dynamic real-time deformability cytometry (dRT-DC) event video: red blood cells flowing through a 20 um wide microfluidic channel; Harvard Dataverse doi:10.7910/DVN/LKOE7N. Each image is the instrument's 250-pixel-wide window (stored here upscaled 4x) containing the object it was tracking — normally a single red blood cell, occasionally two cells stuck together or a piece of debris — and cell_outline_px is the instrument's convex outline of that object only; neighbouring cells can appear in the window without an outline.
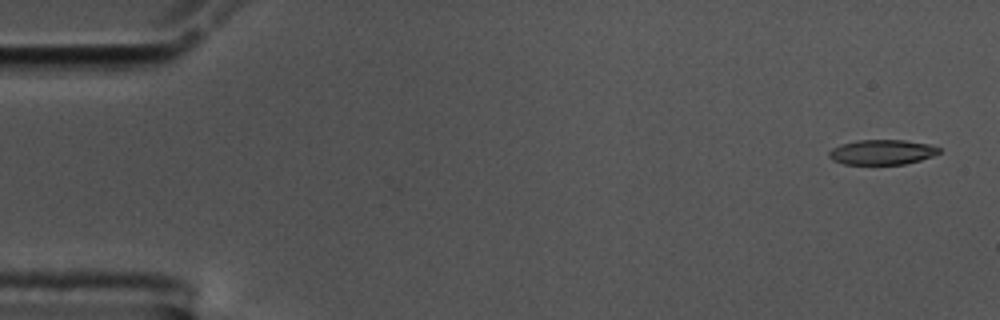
{"species": "common noctule bat (a hibernating species)", "species_latin": "Nyctalus noctula", "temperature_condition": "cold", "stored_images_in_passage": 55, "camera_frame_rate_fps": 3000, "um_per_image_px": 0.085, "animal": {"sex": "male", "body_mass_g": 17.5, "forearm_length_mm": 52.3}, "frame": {"image": 1, "passage_image": 1, "time_ms": 0.0, "image_size_px": [1000, 320], "cell_outline_px": [[940, 152], [932, 156], [920, 160], [904, 164], [844, 164], [832, 160], [828, 156], [828, 152], [832, 148], [840, 144], [856, 140], [904, 140], [928, 144], [940, 148]], "centroid_in_image_um": [74.93, 12.93], "position_along_channel_um": 10.1, "area_um2": 16.01}}
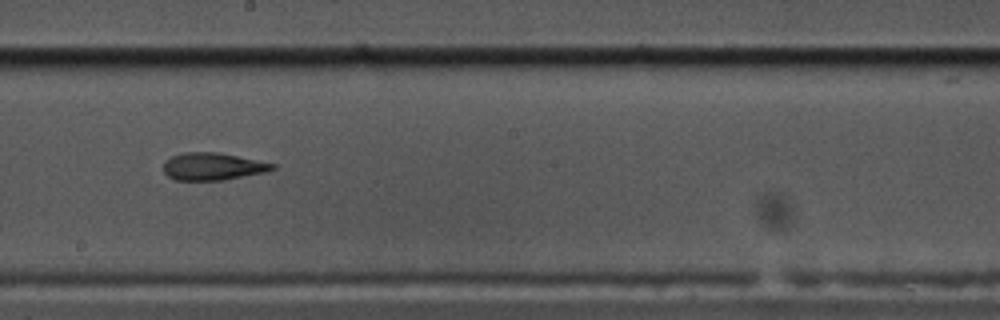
{"frame": {"image": 2, "passage_image": 30, "time_ms": 9.667, "image_size_px": [1000, 320], "cell_outline_px": [[276, 168], [268, 172], [224, 180], [176, 180], [168, 176], [164, 172], [164, 160], [172, 156], [184, 152], [220, 152], [276, 164]], "centroid_in_image_um": [18.11, 14.15], "position_along_channel_um": 230.1, "area_um2": 17.57}}
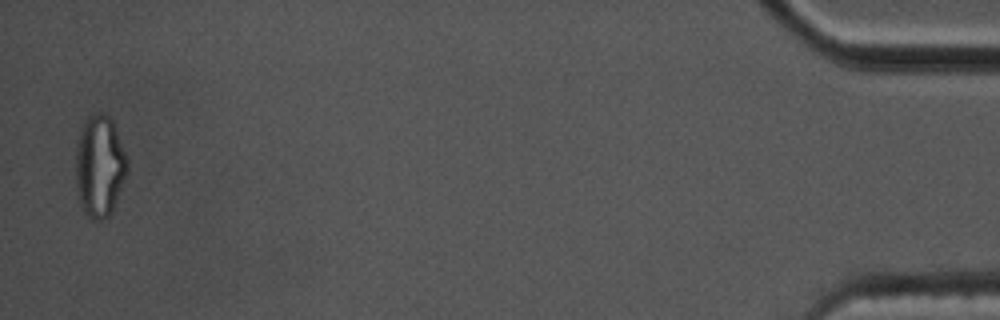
{"frame": {"image": 3, "passage_image": 54, "time_ms": 17.667, "image_size_px": [1000, 320], "cell_outline_px": [[128, 168], [112, 208], [108, 216], [100, 220], [88, 220], [80, 204], [76, 184], [76, 144], [84, 120], [88, 116], [108, 116], [112, 120], [128, 160]], "centroid_in_image_um": [8.44, 14.15], "position_along_channel_um": 426.8, "area_um2": 30.0}, "authors_computed_cell_mechanics": {"area_um2": 17.7446, "velocity_mm_per_s": 3.5821, "shape_relaxation_time_tau1_ms": 5.4168, "shape_relaxation_time_tau2_ms": 4.8128, "deformation_change_tau1": 0.2303, "deformation_change_tau2": 0.1682}}